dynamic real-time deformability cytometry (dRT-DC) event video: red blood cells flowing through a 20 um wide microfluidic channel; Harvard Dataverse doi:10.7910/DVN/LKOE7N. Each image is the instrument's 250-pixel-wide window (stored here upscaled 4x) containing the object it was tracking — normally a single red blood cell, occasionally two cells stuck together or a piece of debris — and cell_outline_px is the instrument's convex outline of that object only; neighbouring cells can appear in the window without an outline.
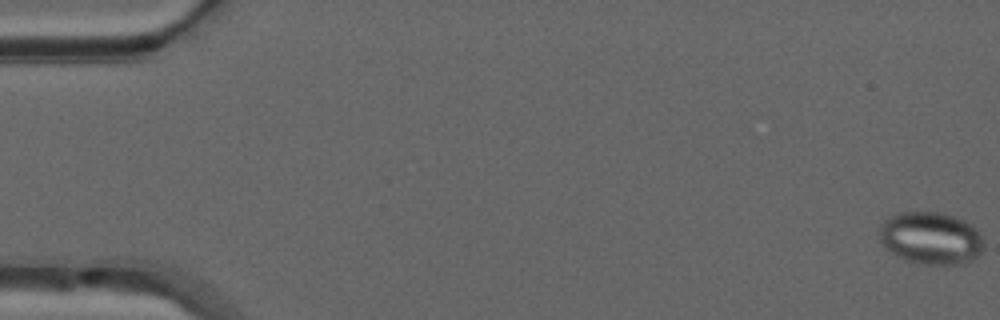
{"species": "common noctule bat (a hibernating species)", "species_latin": "Nyctalus noctula", "temperature_condition": "warm", "stored_images_in_passage": 52, "camera_frame_rate_fps": 3000, "um_per_image_px": 0.085, "animal": {"sex": "male", "forearm_length_mm": 52.5}, "frame": {"image": 1, "passage_image": 1, "time_ms": 0.0, "image_size_px": [1000, 320], "cell_outline_px": [[984, 248], [972, 260], [964, 264], [916, 264], [896, 256], [880, 240], [880, 228], [884, 220], [888, 216], [896, 212], [944, 212], [964, 220], [972, 224], [980, 232], [984, 244]], "centroid_in_image_um": [79.14, 20.23], "position_along_channel_um": 5.9, "area_um2": 32.19}}
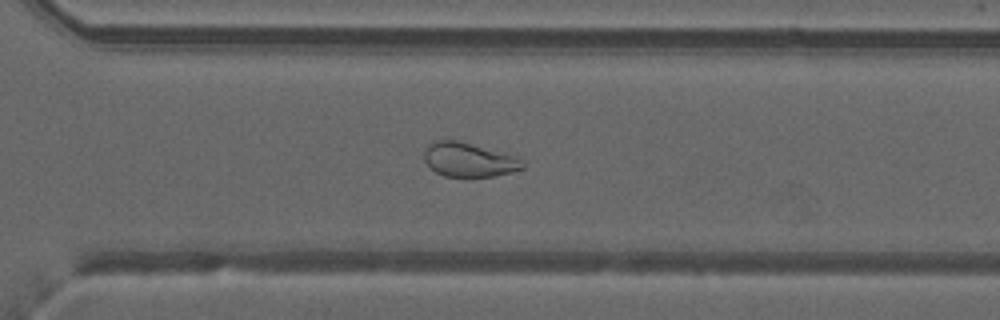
{"frame": {"image": 2, "passage_image": 37, "time_ms": 12.0, "image_size_px": [1000, 320], "cell_outline_px": [[524, 168], [512, 172], [492, 176], [444, 176], [436, 172], [424, 160], [424, 148], [432, 140], [456, 140], [504, 152], [516, 156], [524, 160]], "centroid_in_image_um": [39.86, 13.56], "position_along_channel_um": 330.7, "area_um2": 19.65}, "authors_computed_cell_mechanics": {"area_um2": 25.8366, "velocity_mm_per_s": 4.038, "shape_relaxation_time_tau1_ms": null, "shape_relaxation_time_tau2_ms": 1.9007, "deformation_change_tau1": null, "deformation_change_tau2": 0.0842}}